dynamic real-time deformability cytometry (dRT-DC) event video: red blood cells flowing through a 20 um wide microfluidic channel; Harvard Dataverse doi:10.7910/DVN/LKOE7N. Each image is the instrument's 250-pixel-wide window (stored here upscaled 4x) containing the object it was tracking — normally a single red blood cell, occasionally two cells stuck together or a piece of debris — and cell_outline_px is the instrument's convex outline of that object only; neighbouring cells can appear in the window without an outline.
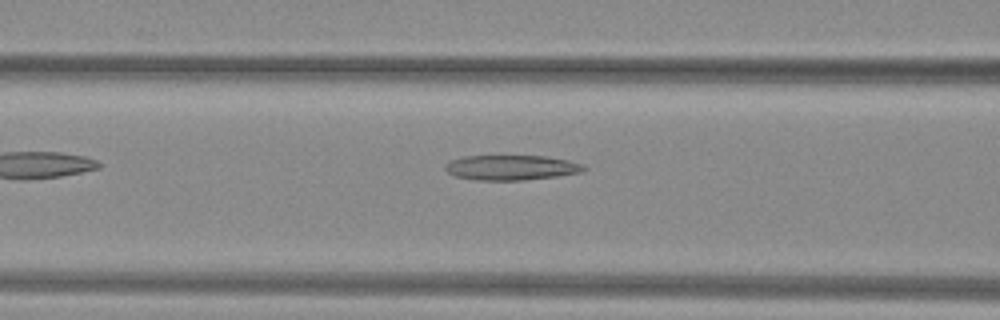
{"species": "common noctule bat (a hibernating species)", "species_latin": "Nyctalus noctula", "temperature_condition": "warm", "stored_images_in_passage": 31, "camera_frame_rate_fps": 3000, "um_per_image_px": 0.085, "animal": {"sex": "female", "body_mass_g": 29.2, "forearm_length_mm": 56.3}, "frame": {"image": 1, "passage_image": 6, "time_ms": 1.667, "image_size_px": [1000, 320], "cell_outline_px": [[588, 168], [580, 172], [556, 176], [524, 180], [476, 180], [456, 176], [448, 172], [444, 168], [444, 164], [448, 160], [464, 156], [544, 156], [568, 160], [584, 164]], "centroid_in_image_um": [43.43, 14.24], "position_along_channel_um": 123.2, "area_um2": 20.23}}
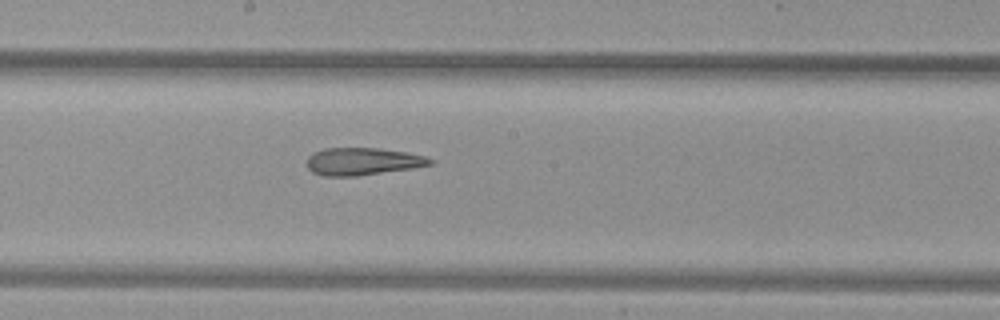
{"frame": {"image": 2, "passage_image": 13, "time_ms": 4.0, "image_size_px": [1000, 320], "cell_outline_px": [[436, 160], [432, 164], [412, 168], [356, 176], [324, 176], [312, 172], [308, 168], [308, 156], [312, 152], [324, 148], [380, 148], [408, 152], [424, 156]], "centroid_in_image_um": [30.83, 13.71], "position_along_channel_um": 217.4, "area_um2": 19.77}}
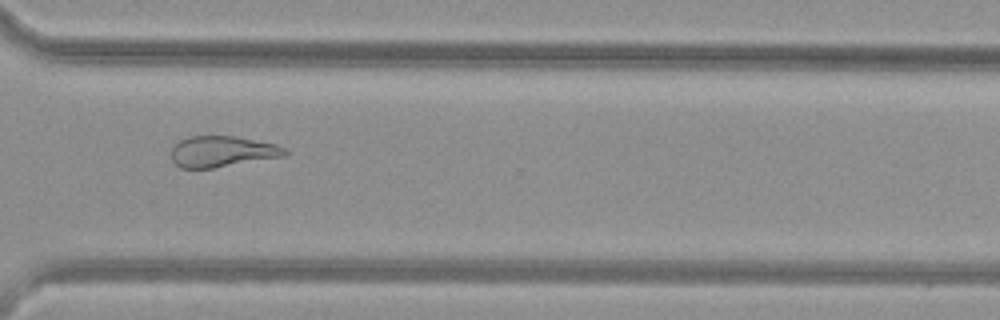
{"frame": {"image": 3, "passage_image": 23, "time_ms": 7.333, "image_size_px": [1000, 320], "cell_outline_px": [[288, 152], [284, 156], [212, 168], [180, 168], [172, 160], [172, 148], [180, 140], [188, 136], [236, 136], [276, 144], [288, 148]], "centroid_in_image_um": [18.9, 12.87], "position_along_channel_um": 351.7, "area_um2": 20.46}, "authors_computed_cell_mechanics": {"area_um2": 20.7502, "velocity_mm_per_s": 4.0402, "shape_relaxation_time_tau1_ms": null, "shape_relaxation_time_tau2_ms": 4.5359, "deformation_change_tau1": null, "deformation_change_tau2": 0.1706}}